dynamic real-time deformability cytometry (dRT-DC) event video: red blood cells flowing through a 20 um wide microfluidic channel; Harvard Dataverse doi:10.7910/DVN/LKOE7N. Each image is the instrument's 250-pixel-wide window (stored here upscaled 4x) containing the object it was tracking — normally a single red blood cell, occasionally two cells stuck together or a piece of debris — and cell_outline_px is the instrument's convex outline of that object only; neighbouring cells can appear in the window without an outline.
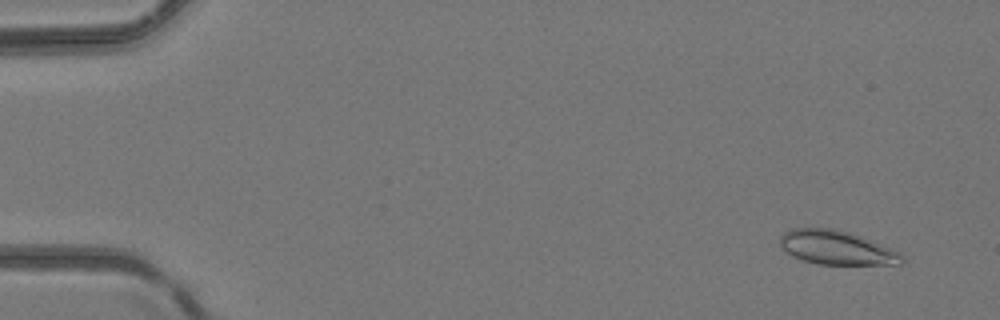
{"species": "common noctule bat (a hibernating species)", "species_latin": "Nyctalus noctula", "temperature_condition": "room temperature", "stored_images_in_passage": 48, "camera_frame_rate_fps": 3000, "um_per_image_px": 0.085, "animal": {"sex": "female", "body_mass_g": 24.6, "forearm_length_mm": 56.2}, "frame": {"image": 1, "passage_image": 3, "time_ms": 0.667, "image_size_px": [1000, 320], "cell_outline_px": [[904, 260], [900, 264], [816, 264], [792, 256], [780, 248], [780, 236], [788, 228], [832, 228], [848, 232], [900, 252], [904, 256]], "centroid_in_image_um": [71.05, 21.05], "position_along_channel_um": 14.0, "area_um2": 23.99}}
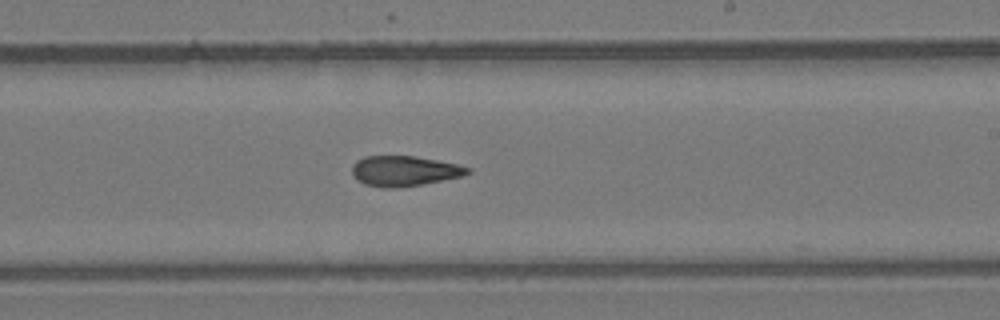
{"frame": {"image": 2, "passage_image": 29, "time_ms": 9.333, "image_size_px": [1000, 320], "cell_outline_px": [[472, 172], [464, 176], [424, 184], [396, 188], [384, 188], [364, 184], [356, 180], [352, 176], [352, 164], [356, 160], [364, 156], [416, 156], [456, 164], [472, 168]], "centroid_in_image_um": [34.36, 14.54], "position_along_channel_um": 254.6, "area_um2": 20.69}}
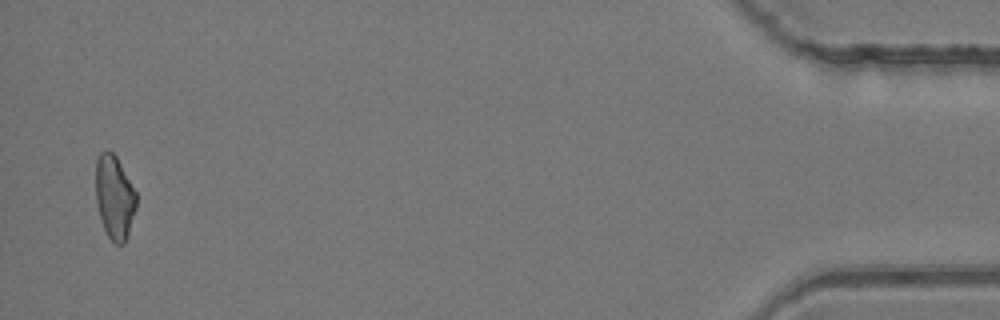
{"frame": {"image": 3, "passage_image": 47, "time_ms": 15.333, "image_size_px": [1000, 320], "cell_outline_px": [[136, 208], [124, 244], [116, 244], [108, 236], [104, 228], [100, 216], [96, 200], [96, 160], [100, 152], [108, 148], [116, 156], [136, 192]], "centroid_in_image_um": [9.72, 16.72], "position_along_channel_um": 425.5, "area_um2": 19.59}}